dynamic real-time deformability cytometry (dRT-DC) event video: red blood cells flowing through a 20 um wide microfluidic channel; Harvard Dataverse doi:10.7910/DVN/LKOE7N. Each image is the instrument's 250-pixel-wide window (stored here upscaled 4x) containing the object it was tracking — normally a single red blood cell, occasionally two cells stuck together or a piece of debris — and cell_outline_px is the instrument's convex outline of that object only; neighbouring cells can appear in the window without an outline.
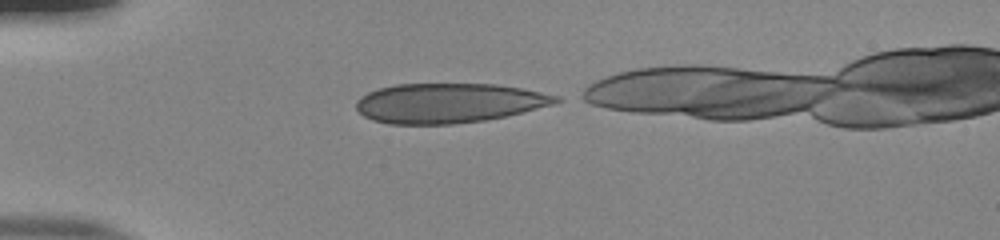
{"species": "human", "species_latin": "Homo sapiens", "temperature_condition": "room temperature", "stored_images_in_passage": 34, "camera_frame_rate_fps": 3000, "um_per_image_px": 0.085, "donor": {"sex": "male"}, "frame": {"image": 1, "passage_image": 1, "time_ms": 0.0, "image_size_px": [1000, 240], "cell_outline_px": [[564, 100], [556, 104], [504, 116], [484, 120], [452, 124], [388, 124], [372, 120], [364, 116], [356, 108], [356, 100], [360, 96], [368, 92], [380, 88], [396, 84], [496, 84], [520, 88], [560, 96]], "centroid_in_image_um": [38.14, 8.76], "position_along_channel_um": 46.9, "area_um2": 46.18}}
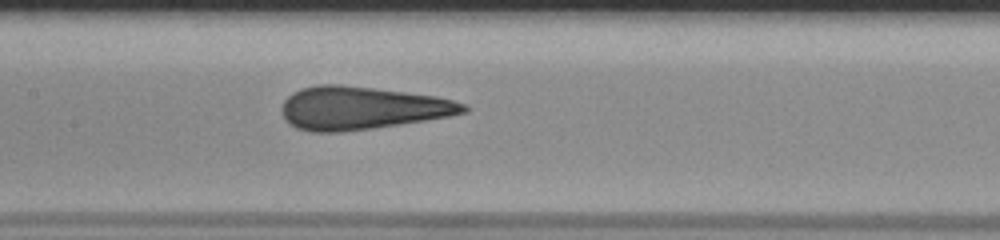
{"frame": {"image": 2, "passage_image": 13, "time_ms": 4.0, "image_size_px": [1000, 240], "cell_outline_px": [[468, 112], [448, 116], [400, 124], [372, 128], [340, 132], [312, 132], [296, 128], [288, 124], [284, 120], [280, 112], [280, 108], [284, 100], [292, 92], [300, 88], [316, 84], [340, 84], [436, 96], [468, 104]], "centroid_in_image_um": [30.68, 9.18], "position_along_channel_um": 176.7, "area_um2": 45.72}}
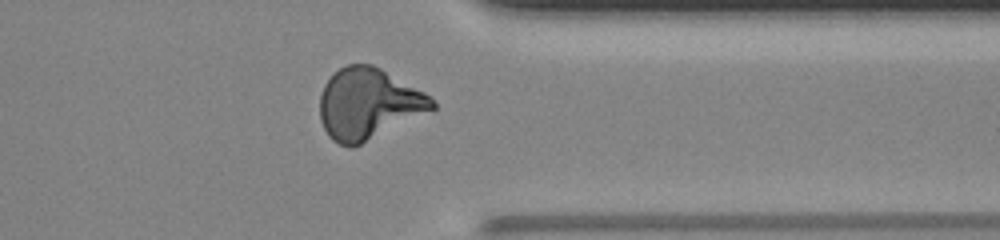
{"frame": {"image": 3, "passage_image": 29, "time_ms": 9.333, "image_size_px": [1000, 240], "cell_outline_px": [[436, 108], [352, 148], [348, 148], [332, 140], [328, 136], [320, 120], [320, 96], [324, 84], [340, 68], [348, 64], [372, 64], [380, 68], [424, 92], [436, 104]], "centroid_in_image_um": [31.28, 8.83], "position_along_channel_um": 380.1, "area_um2": 45.95}}